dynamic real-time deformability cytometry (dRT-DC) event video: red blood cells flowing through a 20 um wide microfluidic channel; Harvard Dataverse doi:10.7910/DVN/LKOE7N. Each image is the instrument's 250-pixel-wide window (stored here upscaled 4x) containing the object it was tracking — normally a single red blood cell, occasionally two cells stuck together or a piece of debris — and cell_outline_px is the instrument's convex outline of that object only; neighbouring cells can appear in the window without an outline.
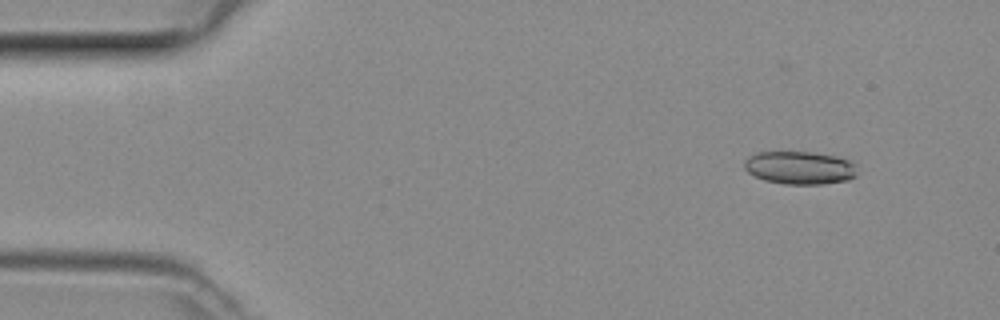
{"species": "common noctule bat (a hibernating species)", "species_latin": "Nyctalus noctula", "temperature_condition": "room temperature", "stored_images_in_passage": 46, "camera_frame_rate_fps": 3000, "um_per_image_px": 0.085, "animal": {"sex": "female", "body_mass_g": 29.2, "forearm_length_mm": 56.3}, "frame": {"image": 1, "passage_image": 3, "time_ms": 0.667, "image_size_px": [1000, 320], "cell_outline_px": [[856, 176], [848, 180], [820, 184], [784, 184], [764, 180], [748, 172], [744, 168], [744, 160], [748, 156], [756, 152], [812, 152], [836, 156], [848, 160], [852, 164], [856, 172]], "centroid_in_image_um": [67.93, 14.25], "position_along_channel_um": 17.1, "area_um2": 21.62}}
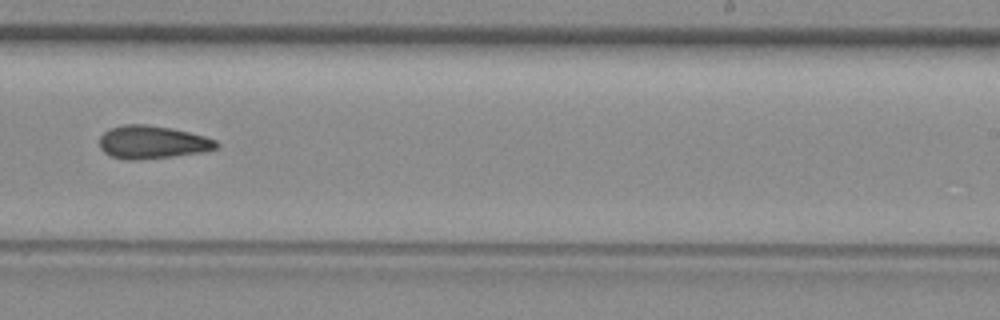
{"frame": {"image": 2, "passage_image": 28, "time_ms": 9.0, "image_size_px": [1000, 320], "cell_outline_px": [[220, 144], [216, 148], [204, 152], [176, 156], [140, 160], [124, 160], [112, 156], [104, 152], [100, 148], [100, 136], [108, 128], [124, 124], [144, 124], [168, 128], [188, 132], [204, 136], [216, 140]], "centroid_in_image_um": [12.93, 12.1], "position_along_channel_um": 276.1, "area_um2": 22.6}}
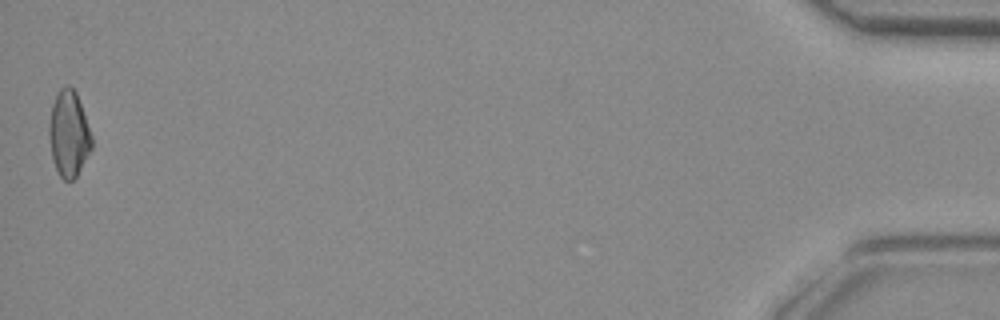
{"frame": {"image": 3, "passage_image": 46, "time_ms": 15.0, "image_size_px": [1000, 320], "cell_outline_px": [[92, 148], [76, 176], [72, 180], [64, 180], [60, 176], [52, 160], [48, 136], [48, 124], [52, 104], [56, 92], [60, 88], [68, 84], [76, 92], [92, 136]], "centroid_in_image_um": [5.82, 11.35], "position_along_channel_um": 429.4, "area_um2": 21.44}}